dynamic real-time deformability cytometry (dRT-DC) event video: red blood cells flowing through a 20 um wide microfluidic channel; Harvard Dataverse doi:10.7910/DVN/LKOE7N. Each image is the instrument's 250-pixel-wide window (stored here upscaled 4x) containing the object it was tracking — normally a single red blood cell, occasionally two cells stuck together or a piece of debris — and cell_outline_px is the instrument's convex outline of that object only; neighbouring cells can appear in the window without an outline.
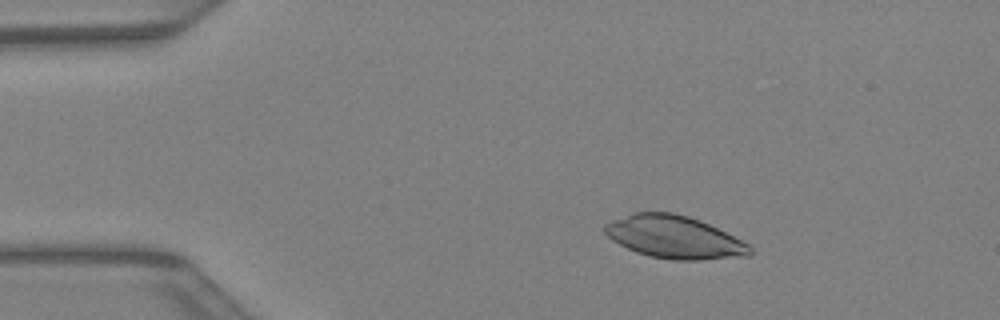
{"species": "Egyptian fruit bat (a non-hibernating species)", "species_latin": "Rousettus aegyptiacus", "temperature_condition": "warm", "stored_images_in_passage": 43, "camera_frame_rate_fps": 3000, "um_per_image_px": 0.085, "animal": {"sex": "female"}, "frame": {"image": 1, "passage_image": 8, "time_ms": 2.333, "image_size_px": [1000, 320], "cell_outline_px": [[752, 252], [748, 256], [700, 260], [672, 260], [648, 256], [636, 252], [612, 240], [604, 232], [604, 224], [612, 220], [632, 212], [672, 212], [688, 216], [700, 220], [748, 244], [752, 248]], "centroid_in_image_um": [57.28, 20.16], "position_along_channel_um": 27.7, "area_um2": 35.95}}
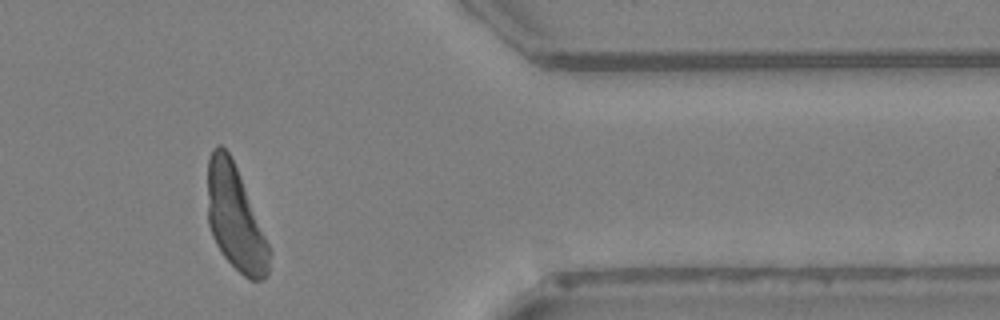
{"frame": {"image": 2, "passage_image": 36, "time_ms": 11.667, "image_size_px": [1000, 320], "cell_outline_px": [[272, 252], [268, 276], [264, 280], [252, 280], [244, 276], [224, 256], [216, 244], [212, 236], [208, 224], [208, 160], [212, 148], [216, 144], [220, 144], [228, 152], [236, 168]], "centroid_in_image_um": [20.0, 18.59], "position_along_channel_um": 391.4, "area_um2": 37.22}}